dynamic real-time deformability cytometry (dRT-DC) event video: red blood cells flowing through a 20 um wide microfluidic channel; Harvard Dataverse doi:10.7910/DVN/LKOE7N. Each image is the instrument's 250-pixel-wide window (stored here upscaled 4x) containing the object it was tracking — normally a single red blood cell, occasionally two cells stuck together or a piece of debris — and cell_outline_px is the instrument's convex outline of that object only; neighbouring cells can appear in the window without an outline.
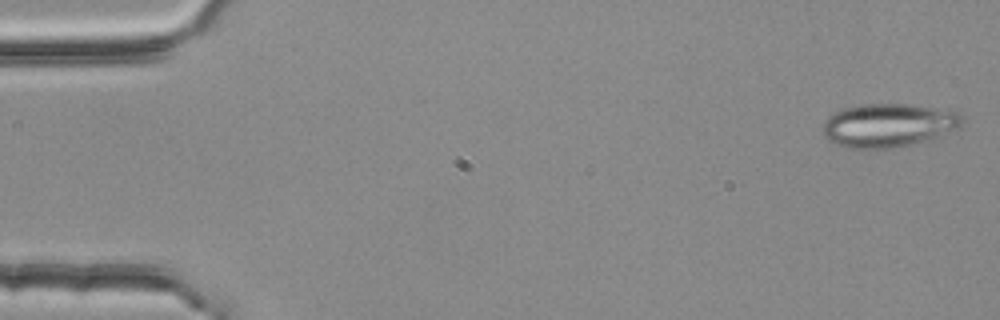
{"species": "common noctule bat (a hibernating species)", "species_latin": "Nyctalus noctula", "temperature_condition": "room temperature", "stored_images_in_passage": 53, "camera_frame_rate_fps": 3000, "um_per_image_px": 0.085, "animal": {"sex": "female", "body_mass_g": 25.1}, "frame": {"image": 1, "passage_image": 1, "time_ms": 0.0, "image_size_px": [1000, 320], "cell_outline_px": [[964, 120], [960, 128], [944, 136], [912, 144], [892, 148], [848, 148], [832, 144], [824, 136], [824, 120], [832, 112], [844, 108], [864, 104], [912, 104], [956, 108], [964, 116]], "centroid_in_image_um": [75.63, 10.63], "position_along_channel_um": 9.4, "area_um2": 36.53}}
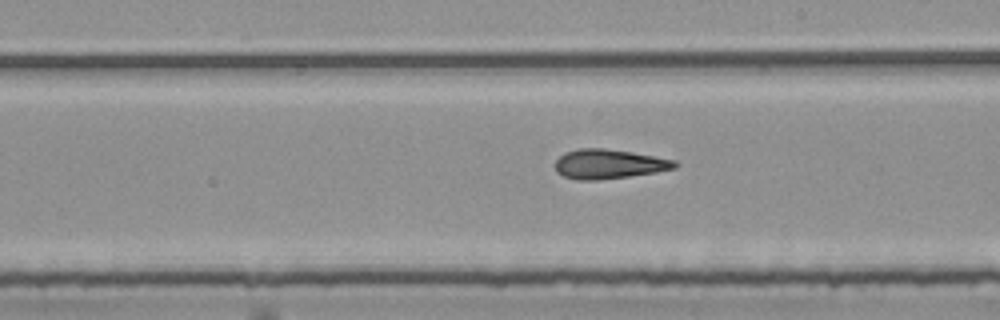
{"frame": {"image": 2, "passage_image": 30, "time_ms": 9.667, "image_size_px": [1000, 320], "cell_outline_px": [[680, 164], [676, 168], [656, 172], [628, 176], [596, 180], [576, 180], [564, 176], [556, 172], [556, 160], [564, 152], [580, 148], [604, 148], [632, 152], [676, 160]], "centroid_in_image_um": [51.77, 13.94], "position_along_channel_um": 237.2, "area_um2": 20.58}}
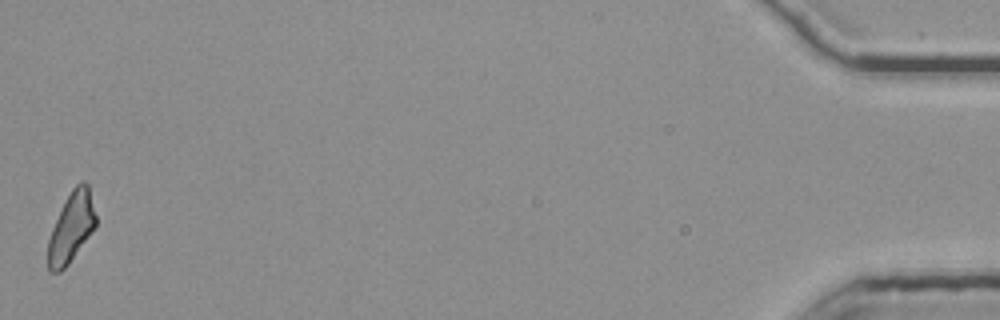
{"frame": {"image": 3, "passage_image": 53, "time_ms": 17.333, "image_size_px": [1000, 320], "cell_outline_px": [[96, 228], [68, 264], [60, 272], [48, 272], [48, 240], [52, 228], [72, 188], [80, 180], [84, 180], [88, 184], [96, 216]], "centroid_in_image_um": [6.08, 19.33], "position_along_channel_um": 429.1, "area_um2": 19.36}, "authors_computed_cell_mechanics": {"area_um2": 20.5768, "velocity_mm_per_s": 3.7969, "shape_relaxation_time_tau1_ms": null, "shape_relaxation_time_tau2_ms": 5.6881, "deformation_change_tau1": null, "deformation_change_tau2": 0.1823}}